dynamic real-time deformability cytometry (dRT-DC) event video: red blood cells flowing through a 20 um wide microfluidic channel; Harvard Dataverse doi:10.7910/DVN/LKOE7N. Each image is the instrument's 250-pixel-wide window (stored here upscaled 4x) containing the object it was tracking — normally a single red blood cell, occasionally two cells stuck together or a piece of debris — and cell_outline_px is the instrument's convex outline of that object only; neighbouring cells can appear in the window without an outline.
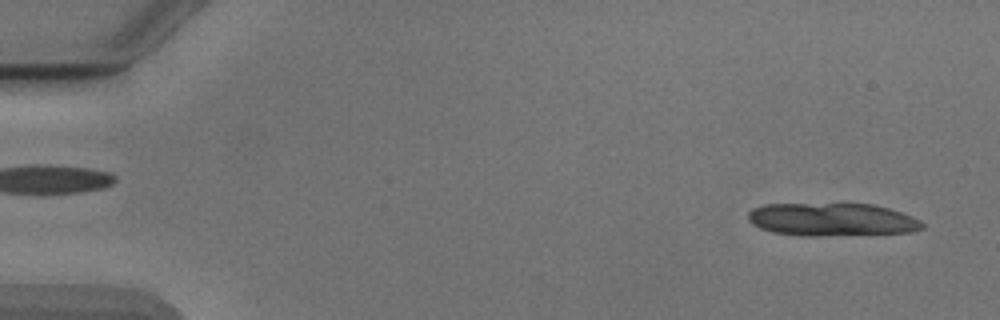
{"species": "Egyptian fruit bat (a non-hibernating species)", "species_latin": "Rousettus aegyptiacus", "temperature_condition": "cold", "stored_images_in_passage": 14, "camera_frame_rate_fps": 3000, "um_per_image_px": 0.085, "animal": {"sex": "male"}, "frame": {"image": 1, "passage_image": 2, "time_ms": 0.333, "image_size_px": [1000, 320], "cell_outline_px": [[924, 228], [908, 232], [816, 236], [800, 236], [772, 232], [760, 228], [752, 224], [748, 220], [748, 212], [752, 208], [764, 204], [872, 204], [888, 208], [912, 216], [920, 220], [924, 224]], "centroid_in_image_um": [70.67, 18.66], "position_along_channel_um": 14.3, "area_um2": 33.47}}